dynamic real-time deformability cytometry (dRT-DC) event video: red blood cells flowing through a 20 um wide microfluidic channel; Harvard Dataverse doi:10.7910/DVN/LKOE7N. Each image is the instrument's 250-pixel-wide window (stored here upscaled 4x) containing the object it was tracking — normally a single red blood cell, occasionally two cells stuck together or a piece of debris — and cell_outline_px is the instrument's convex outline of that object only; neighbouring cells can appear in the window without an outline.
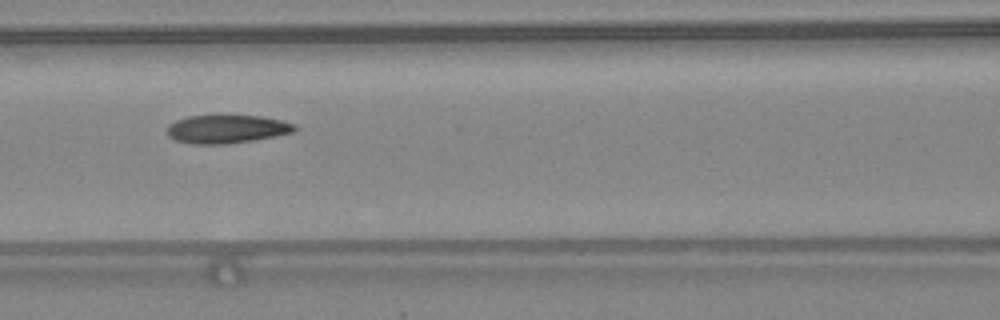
{"species": "common noctule bat (a hibernating species)", "species_latin": "Nyctalus noctula", "temperature_condition": "warm", "stored_images_in_passage": 48, "camera_frame_rate_fps": 3000, "um_per_image_px": 0.085, "animal": {"sex": "female", "body_mass_g": 24.6, "forearm_length_mm": 56.2}, "frame": {"image": 1, "passage_image": 21, "time_ms": 6.667, "image_size_px": [1000, 320], "cell_outline_px": [[296, 132], [252, 140], [228, 144], [192, 144], [176, 140], [168, 136], [168, 124], [176, 120], [188, 116], [224, 112], [260, 116], [280, 120], [296, 124]], "centroid_in_image_um": [19.27, 10.92], "position_along_channel_um": 147.3, "area_um2": 21.96}}
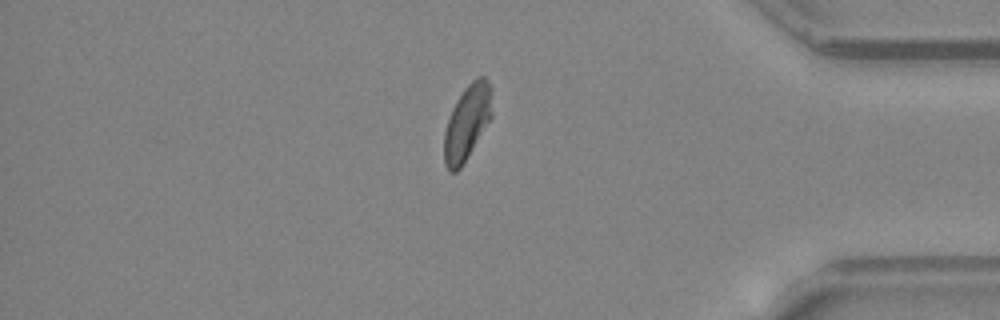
{"frame": {"image": 2, "passage_image": 40, "time_ms": 13.0, "image_size_px": [1000, 320], "cell_outline_px": [[492, 116], [460, 168], [456, 172], [448, 172], [444, 164], [444, 132], [452, 108], [456, 100], [464, 88], [476, 76], [484, 76], [488, 80], [492, 88]], "centroid_in_image_um": [39.7, 10.37], "position_along_channel_um": 395.5, "area_um2": 20.98}, "authors_computed_cell_mechanics": {"area_um2": 21.1548, "velocity_mm_per_s": 4.3735, "shape_relaxation_time_tau1_ms": 3.1321, "shape_relaxation_time_tau2_ms": 1.5288, "deformation_change_tau1": 0.1578, "deformation_change_tau2": 0.0818}}